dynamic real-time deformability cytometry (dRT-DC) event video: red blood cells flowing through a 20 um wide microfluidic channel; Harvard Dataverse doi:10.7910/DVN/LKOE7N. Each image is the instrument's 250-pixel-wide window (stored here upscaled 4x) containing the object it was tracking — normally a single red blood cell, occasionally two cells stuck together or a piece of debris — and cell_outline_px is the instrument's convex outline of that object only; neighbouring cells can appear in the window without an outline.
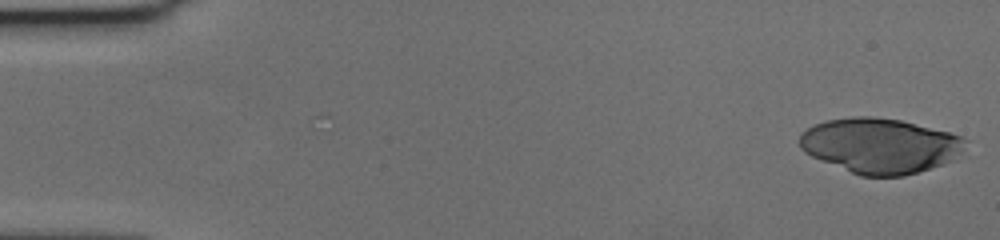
{"species": "human", "species_latin": "Homo sapiens", "temperature_condition": "cold", "stored_images_in_passage": 25, "camera_frame_rate_fps": 3000, "um_per_image_px": 0.085, "donor": {"sex": "female"}, "frame": {"image": 1, "passage_image": 1, "time_ms": 0.0, "image_size_px": [1000, 240], "cell_outline_px": [[968, 140], [952, 160], [904, 176], [860, 176], [812, 156], [804, 152], [800, 148], [800, 132], [816, 124], [828, 120], [852, 116], [872, 116], [900, 120], [948, 132], [960, 136]], "centroid_in_image_um": [74.76, 12.37], "position_along_channel_um": 10.2, "area_um2": 52.6}}
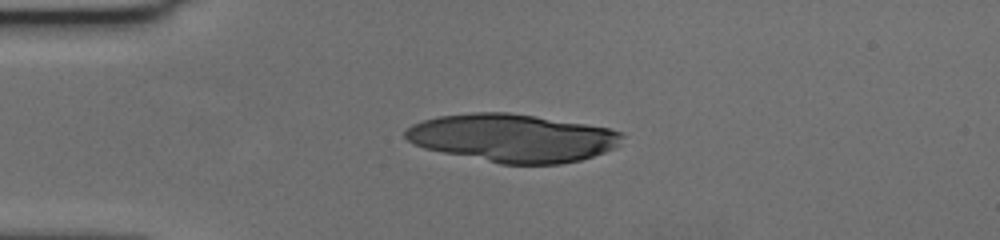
{"frame": {"image": 2, "passage_image": 14, "time_ms": 4.333, "image_size_px": [1000, 240], "cell_outline_px": [[624, 136], [620, 144], [604, 152], [580, 160], [560, 164], [500, 164], [424, 148], [412, 144], [404, 136], [404, 132], [412, 124], [436, 116], [472, 112], [508, 112], [536, 116], [608, 128], [624, 132]], "centroid_in_image_um": [43.55, 11.72], "position_along_channel_um": 41.5, "area_um2": 60.57}}